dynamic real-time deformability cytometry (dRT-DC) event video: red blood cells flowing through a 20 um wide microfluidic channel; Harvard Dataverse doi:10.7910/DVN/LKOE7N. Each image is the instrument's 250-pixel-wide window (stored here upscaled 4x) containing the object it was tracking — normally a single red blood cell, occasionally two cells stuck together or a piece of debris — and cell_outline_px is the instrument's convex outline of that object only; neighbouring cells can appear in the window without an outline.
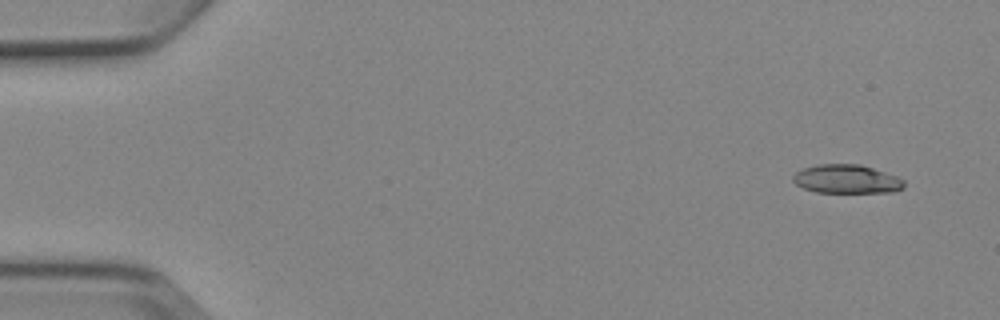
{"species": "Egyptian fruit bat (a non-hibernating species)", "species_latin": "Rousettus aegyptiacus", "temperature_condition": "cold", "stored_images_in_passage": 5, "camera_frame_rate_fps": 3000, "um_per_image_px": 0.085, "animal": {"sex": "female"}, "frame": {"image": 1, "passage_image": 1, "time_ms": 0.0, "image_size_px": [1000, 320], "cell_outline_px": [[904, 188], [896, 192], [816, 192], [804, 188], [796, 184], [792, 180], [792, 176], [796, 172], [804, 168], [816, 164], [860, 164], [896, 176], [904, 180]], "centroid_in_image_um": [71.96, 15.22], "position_along_channel_um": 13.0, "area_um2": 18.55}}